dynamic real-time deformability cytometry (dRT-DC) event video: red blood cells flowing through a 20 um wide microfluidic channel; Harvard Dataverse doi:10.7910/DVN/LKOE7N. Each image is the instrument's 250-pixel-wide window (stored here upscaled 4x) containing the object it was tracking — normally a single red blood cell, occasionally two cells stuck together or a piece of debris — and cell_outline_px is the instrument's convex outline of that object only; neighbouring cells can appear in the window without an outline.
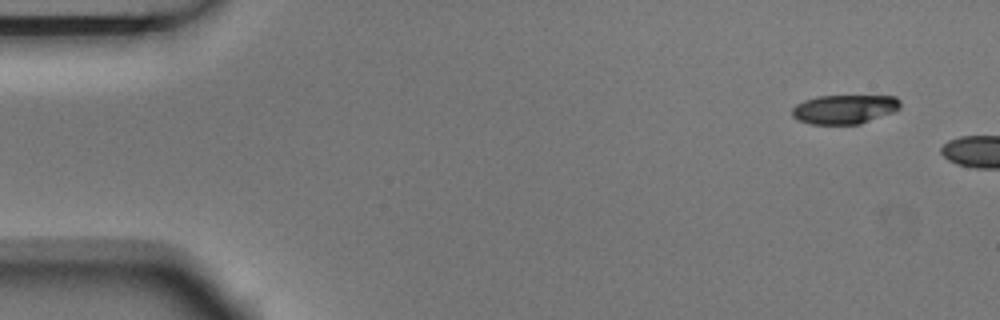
{"species": "Egyptian fruit bat (a non-hibernating species)", "species_latin": "Rousettus aegyptiacus", "temperature_condition": "room temperature", "stored_images_in_passage": 6, "segment_of_instrument_passage": [2, 2], "camera_frame_rate_fps": 3000, "um_per_image_px": 0.085, "animal": {"sex": "male"}, "frame": {"image": 1, "passage_image": 6, "time_ms": 1.667, "image_size_px": [1000, 320], "cell_outline_px": [[900, 108], [892, 112], [860, 124], [812, 124], [800, 120], [792, 116], [792, 108], [796, 104], [804, 100], [816, 96], [896, 96], [900, 100]], "centroid_in_image_um": [71.77, 9.27], "position_along_channel_um": 13.2, "area_um2": 18.26}}